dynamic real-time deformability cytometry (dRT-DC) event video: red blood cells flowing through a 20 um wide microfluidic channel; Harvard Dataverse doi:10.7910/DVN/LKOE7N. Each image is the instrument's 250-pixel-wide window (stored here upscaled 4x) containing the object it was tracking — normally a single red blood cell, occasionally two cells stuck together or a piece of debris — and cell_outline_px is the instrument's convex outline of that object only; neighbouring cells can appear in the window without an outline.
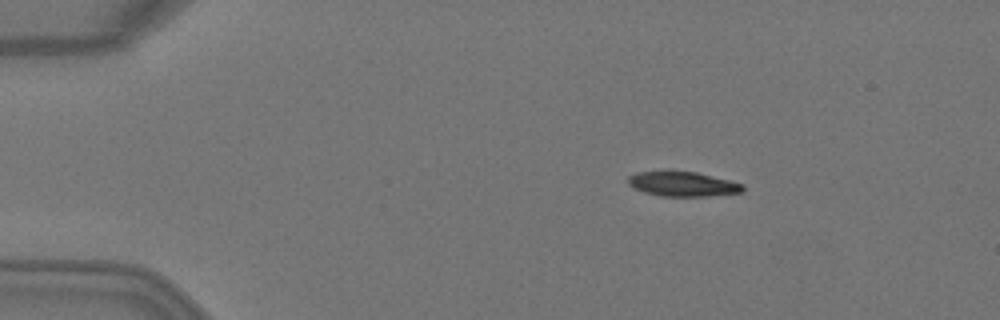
{"species": "Egyptian fruit bat (a non-hibernating species)", "species_latin": "Rousettus aegyptiacus", "temperature_condition": "warm", "stored_images_in_passage": 2, "camera_frame_rate_fps": 3000, "um_per_image_px": 0.085, "animal": {"sex": "female"}, "frame": {"image": 1, "passage_image": 1, "time_ms": 0.0, "image_size_px": [1000, 320], "cell_outline_px": [[744, 192], [708, 196], [660, 196], [644, 192], [628, 184], [628, 176], [636, 172], [668, 168], [672, 168], [696, 172], [744, 184]], "centroid_in_image_um": [57.98, 15.59], "position_along_channel_um": 27.0, "area_um2": 17.17}}